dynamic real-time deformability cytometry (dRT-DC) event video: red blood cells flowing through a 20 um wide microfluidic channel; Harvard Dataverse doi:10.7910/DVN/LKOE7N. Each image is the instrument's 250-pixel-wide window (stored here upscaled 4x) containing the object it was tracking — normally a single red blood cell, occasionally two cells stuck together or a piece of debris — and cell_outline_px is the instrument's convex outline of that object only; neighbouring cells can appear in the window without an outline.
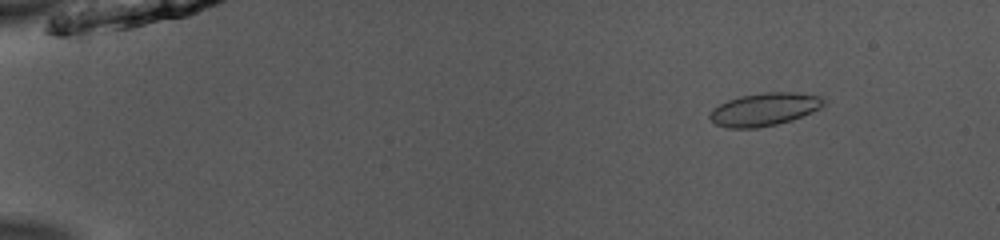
{"species": "common noctule bat (a hibernating species)", "species_latin": "Nyctalus noctula", "temperature_condition": "room temperature", "stored_images_in_passage": 52, "camera_frame_rate_fps": 3000, "um_per_image_px": 0.085, "animal": {"sex": "male", "body_mass_g": 13.0, "forearm_length_mm": 53.1}, "frame": {"image": 1, "passage_image": 7, "time_ms": 2.0, "image_size_px": [1000, 240], "cell_outline_px": [[828, 100], [820, 108], [792, 120], [776, 124], [756, 128], [728, 128], [716, 124], [708, 116], [712, 108], [728, 100], [740, 96], [764, 92], [796, 92], [820, 96]], "centroid_in_image_um": [64.98, 9.28], "position_along_channel_um": 20.0, "area_um2": 21.85}}
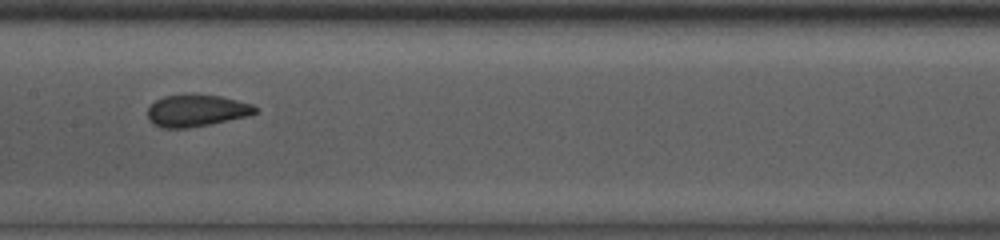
{"frame": {"image": 2, "passage_image": 28, "time_ms": 9.0, "image_size_px": [1000, 240], "cell_outline_px": [[260, 112], [248, 116], [188, 128], [164, 128], [152, 124], [148, 120], [148, 108], [156, 100], [164, 96], [220, 96], [252, 104], [260, 108]], "centroid_in_image_um": [16.73, 9.43], "position_along_channel_um": 190.7, "area_um2": 19.65}}
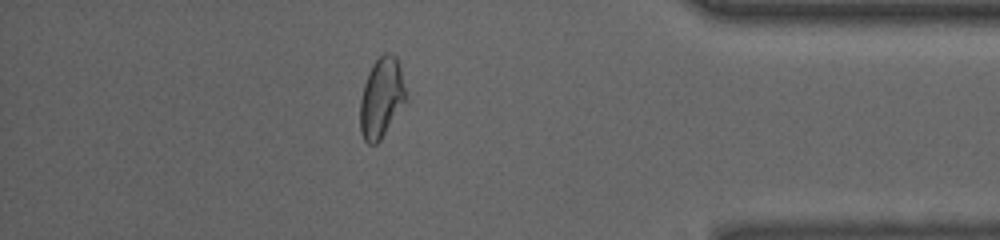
{"frame": {"image": 3, "passage_image": 46, "time_ms": 15.0, "image_size_px": [1000, 240], "cell_outline_px": [[408, 100], [380, 140], [376, 144], [368, 144], [364, 140], [360, 132], [360, 100], [364, 84], [368, 72], [372, 64], [384, 52], [392, 52], [396, 56], [400, 68], [408, 96]], "centroid_in_image_um": [32.44, 8.3], "position_along_channel_um": 402.8, "area_um2": 21.73}, "authors_computed_cell_mechanics": {"area_um2": 20.5479, "velocity_mm_per_s": 3.9595, "shape_relaxation_time_tau1_ms": null, "shape_relaxation_time_tau2_ms": 1.1026, "deformation_change_tau1": null, "deformation_change_tau2": 0.0496}}